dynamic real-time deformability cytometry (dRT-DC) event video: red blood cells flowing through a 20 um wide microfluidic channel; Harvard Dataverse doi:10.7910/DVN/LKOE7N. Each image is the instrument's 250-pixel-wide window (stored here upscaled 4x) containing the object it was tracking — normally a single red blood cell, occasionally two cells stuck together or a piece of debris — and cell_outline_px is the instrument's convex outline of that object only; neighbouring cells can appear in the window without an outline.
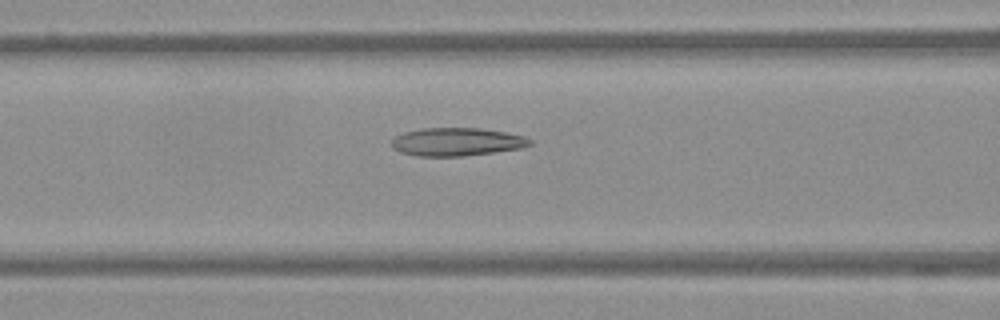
{"species": "Egyptian fruit bat (a non-hibernating species)", "species_latin": "Rousettus aegyptiacus", "temperature_condition": "warm", "stored_images_in_passage": 42, "camera_frame_rate_fps": 3000, "um_per_image_px": 0.085, "frame": {"image": 1, "passage_image": 15, "time_ms": 4.667, "image_size_px": [1000, 320], "cell_outline_px": [[532, 144], [520, 148], [464, 156], [416, 156], [400, 152], [392, 148], [392, 140], [396, 136], [404, 132], [420, 128], [480, 128], [508, 132], [524, 136], [532, 140]], "centroid_in_image_um": [38.82, 12.05], "position_along_channel_um": 127.8, "area_um2": 22.72}}
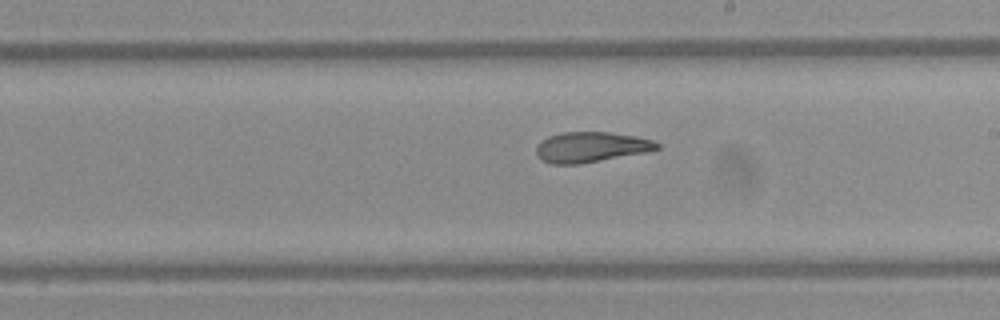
{"frame": {"image": 2, "passage_image": 24, "time_ms": 7.667, "image_size_px": [1000, 320], "cell_outline_px": [[660, 148], [648, 152], [580, 164], [552, 164], [540, 160], [536, 156], [536, 144], [548, 136], [560, 132], [608, 132], [636, 136], [652, 140], [660, 144]], "centroid_in_image_um": [50.2, 12.5], "position_along_channel_um": 238.8, "area_um2": 21.62}}
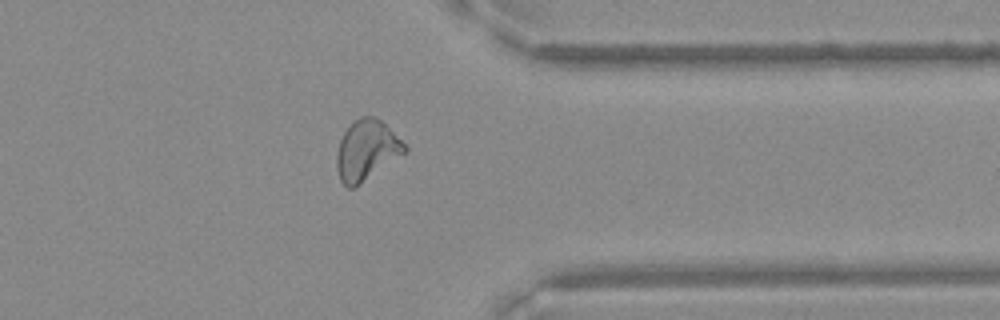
{"frame": {"image": 3, "passage_image": 36, "time_ms": 11.667, "image_size_px": [1000, 320], "cell_outline_px": [[408, 152], [356, 188], [348, 188], [340, 180], [336, 168], [336, 156], [340, 140], [344, 132], [360, 116], [372, 116], [380, 120], [408, 148]], "centroid_in_image_um": [31.16, 12.83], "position_along_channel_um": 380.2, "area_um2": 23.87}}